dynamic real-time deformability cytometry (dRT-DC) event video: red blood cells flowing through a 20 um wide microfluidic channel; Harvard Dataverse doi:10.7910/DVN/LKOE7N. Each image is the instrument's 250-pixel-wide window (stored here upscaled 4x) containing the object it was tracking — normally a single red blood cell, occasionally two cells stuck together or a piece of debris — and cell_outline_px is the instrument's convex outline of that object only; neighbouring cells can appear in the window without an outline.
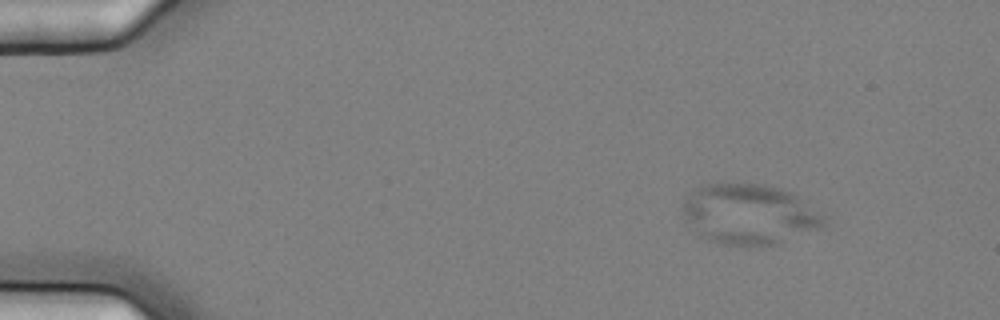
{"species": "common noctule bat (a hibernating species)", "species_latin": "Nyctalus noctula", "temperature_condition": "cold", "stored_images_in_passage": 4, "camera_frame_rate_fps": 3000, "um_per_image_px": 0.085, "animal": {"sex": "female", "body_mass_g": 25.1}, "frame": {"image": 1, "passage_image": 2, "time_ms": 0.333, "image_size_px": [1000, 320], "cell_outline_px": [[824, 224], [816, 228], [776, 244], [724, 244], [708, 240], [700, 236], [696, 232], [684, 212], [684, 204], [692, 192], [696, 188], [704, 184], [760, 184], [792, 192], [824, 216]], "centroid_in_image_um": [63.68, 18.19], "position_along_channel_um": 21.3, "area_um2": 47.92}}
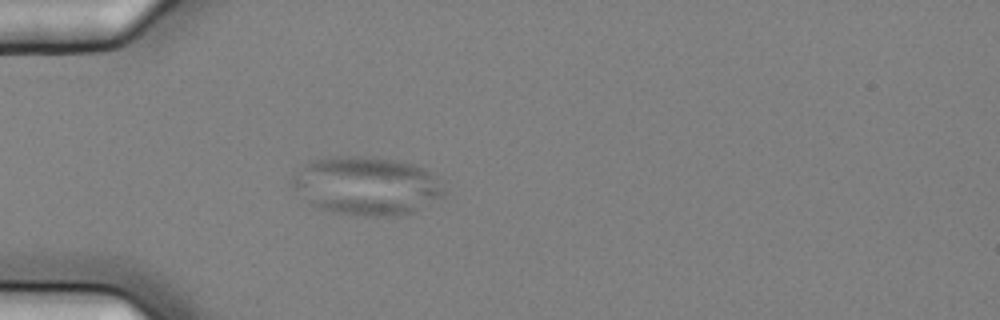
{"frame": {"image": 2, "passage_image": 4, "time_ms": 1.0, "image_size_px": [1000, 320], "cell_outline_px": [[448, 192], [444, 196], [412, 212], [396, 216], [364, 216], [332, 212], [308, 204], [288, 184], [292, 176], [312, 160], [336, 156], [356, 156], [396, 160], [412, 164], [424, 168]], "centroid_in_image_um": [31.1, 15.81], "position_along_channel_um": 53.9, "area_um2": 51.62}}